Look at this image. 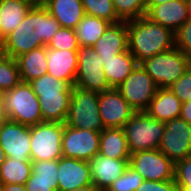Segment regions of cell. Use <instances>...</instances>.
Segmentation results:
<instances>
[{
  "label": "cell",
  "mask_w": 191,
  "mask_h": 191,
  "mask_svg": "<svg viewBox=\"0 0 191 191\" xmlns=\"http://www.w3.org/2000/svg\"><path fill=\"white\" fill-rule=\"evenodd\" d=\"M59 28V22L43 5L34 4L21 23L2 41V54L16 59L33 49L47 46Z\"/></svg>",
  "instance_id": "1"
},
{
  "label": "cell",
  "mask_w": 191,
  "mask_h": 191,
  "mask_svg": "<svg viewBox=\"0 0 191 191\" xmlns=\"http://www.w3.org/2000/svg\"><path fill=\"white\" fill-rule=\"evenodd\" d=\"M128 50L137 64L175 47L174 32L146 16L127 21Z\"/></svg>",
  "instance_id": "2"
},
{
  "label": "cell",
  "mask_w": 191,
  "mask_h": 191,
  "mask_svg": "<svg viewBox=\"0 0 191 191\" xmlns=\"http://www.w3.org/2000/svg\"><path fill=\"white\" fill-rule=\"evenodd\" d=\"M0 104L9 120L29 127L43 122L38 96L28 82L20 81L11 90L1 93Z\"/></svg>",
  "instance_id": "3"
},
{
  "label": "cell",
  "mask_w": 191,
  "mask_h": 191,
  "mask_svg": "<svg viewBox=\"0 0 191 191\" xmlns=\"http://www.w3.org/2000/svg\"><path fill=\"white\" fill-rule=\"evenodd\" d=\"M140 65L154 80L158 88H167L191 67V57L173 47Z\"/></svg>",
  "instance_id": "4"
},
{
  "label": "cell",
  "mask_w": 191,
  "mask_h": 191,
  "mask_svg": "<svg viewBox=\"0 0 191 191\" xmlns=\"http://www.w3.org/2000/svg\"><path fill=\"white\" fill-rule=\"evenodd\" d=\"M130 154L158 149L165 123L150 117L146 112H136L123 127Z\"/></svg>",
  "instance_id": "5"
},
{
  "label": "cell",
  "mask_w": 191,
  "mask_h": 191,
  "mask_svg": "<svg viewBox=\"0 0 191 191\" xmlns=\"http://www.w3.org/2000/svg\"><path fill=\"white\" fill-rule=\"evenodd\" d=\"M65 123L76 129L101 132L104 125L98 109V92L73 86L71 103Z\"/></svg>",
  "instance_id": "6"
},
{
  "label": "cell",
  "mask_w": 191,
  "mask_h": 191,
  "mask_svg": "<svg viewBox=\"0 0 191 191\" xmlns=\"http://www.w3.org/2000/svg\"><path fill=\"white\" fill-rule=\"evenodd\" d=\"M64 124L42 122L30 127L31 161L58 160L62 157Z\"/></svg>",
  "instance_id": "7"
},
{
  "label": "cell",
  "mask_w": 191,
  "mask_h": 191,
  "mask_svg": "<svg viewBox=\"0 0 191 191\" xmlns=\"http://www.w3.org/2000/svg\"><path fill=\"white\" fill-rule=\"evenodd\" d=\"M78 69L75 85L81 89L104 92L110 88L101 58L91 46L79 45L77 49Z\"/></svg>",
  "instance_id": "8"
},
{
  "label": "cell",
  "mask_w": 191,
  "mask_h": 191,
  "mask_svg": "<svg viewBox=\"0 0 191 191\" xmlns=\"http://www.w3.org/2000/svg\"><path fill=\"white\" fill-rule=\"evenodd\" d=\"M117 89L136 112H145L158 87L143 67L137 65Z\"/></svg>",
  "instance_id": "9"
},
{
  "label": "cell",
  "mask_w": 191,
  "mask_h": 191,
  "mask_svg": "<svg viewBox=\"0 0 191 191\" xmlns=\"http://www.w3.org/2000/svg\"><path fill=\"white\" fill-rule=\"evenodd\" d=\"M129 166L147 181L174 179L175 164L159 149L138 151L131 154Z\"/></svg>",
  "instance_id": "10"
},
{
  "label": "cell",
  "mask_w": 191,
  "mask_h": 191,
  "mask_svg": "<svg viewBox=\"0 0 191 191\" xmlns=\"http://www.w3.org/2000/svg\"><path fill=\"white\" fill-rule=\"evenodd\" d=\"M101 132L76 129L64 124L62 135V156L89 161L99 153Z\"/></svg>",
  "instance_id": "11"
},
{
  "label": "cell",
  "mask_w": 191,
  "mask_h": 191,
  "mask_svg": "<svg viewBox=\"0 0 191 191\" xmlns=\"http://www.w3.org/2000/svg\"><path fill=\"white\" fill-rule=\"evenodd\" d=\"M174 164L191 155V125L181 117L165 123L158 148Z\"/></svg>",
  "instance_id": "12"
},
{
  "label": "cell",
  "mask_w": 191,
  "mask_h": 191,
  "mask_svg": "<svg viewBox=\"0 0 191 191\" xmlns=\"http://www.w3.org/2000/svg\"><path fill=\"white\" fill-rule=\"evenodd\" d=\"M98 109L104 128H123L136 113L117 88L98 93Z\"/></svg>",
  "instance_id": "13"
},
{
  "label": "cell",
  "mask_w": 191,
  "mask_h": 191,
  "mask_svg": "<svg viewBox=\"0 0 191 191\" xmlns=\"http://www.w3.org/2000/svg\"><path fill=\"white\" fill-rule=\"evenodd\" d=\"M0 146L6 157L31 161L30 127L7 119L0 129Z\"/></svg>",
  "instance_id": "14"
},
{
  "label": "cell",
  "mask_w": 191,
  "mask_h": 191,
  "mask_svg": "<svg viewBox=\"0 0 191 191\" xmlns=\"http://www.w3.org/2000/svg\"><path fill=\"white\" fill-rule=\"evenodd\" d=\"M58 191H67L75 188L92 185V175L87 161L70 157L58 159Z\"/></svg>",
  "instance_id": "15"
},
{
  "label": "cell",
  "mask_w": 191,
  "mask_h": 191,
  "mask_svg": "<svg viewBox=\"0 0 191 191\" xmlns=\"http://www.w3.org/2000/svg\"><path fill=\"white\" fill-rule=\"evenodd\" d=\"M93 185L99 191H107L129 166V159L108 158L97 154L89 161Z\"/></svg>",
  "instance_id": "16"
},
{
  "label": "cell",
  "mask_w": 191,
  "mask_h": 191,
  "mask_svg": "<svg viewBox=\"0 0 191 191\" xmlns=\"http://www.w3.org/2000/svg\"><path fill=\"white\" fill-rule=\"evenodd\" d=\"M152 22L174 33L189 19L187 0H170L159 5H146V15Z\"/></svg>",
  "instance_id": "17"
},
{
  "label": "cell",
  "mask_w": 191,
  "mask_h": 191,
  "mask_svg": "<svg viewBox=\"0 0 191 191\" xmlns=\"http://www.w3.org/2000/svg\"><path fill=\"white\" fill-rule=\"evenodd\" d=\"M77 69V50L47 49L48 74L73 87L75 85Z\"/></svg>",
  "instance_id": "18"
},
{
  "label": "cell",
  "mask_w": 191,
  "mask_h": 191,
  "mask_svg": "<svg viewBox=\"0 0 191 191\" xmlns=\"http://www.w3.org/2000/svg\"><path fill=\"white\" fill-rule=\"evenodd\" d=\"M94 50L98 53L99 58L109 59L116 54L128 50V31L127 22L120 21L111 23L93 45Z\"/></svg>",
  "instance_id": "19"
},
{
  "label": "cell",
  "mask_w": 191,
  "mask_h": 191,
  "mask_svg": "<svg viewBox=\"0 0 191 191\" xmlns=\"http://www.w3.org/2000/svg\"><path fill=\"white\" fill-rule=\"evenodd\" d=\"M181 105L182 102L169 87L158 88L145 112L150 117L166 123L180 117Z\"/></svg>",
  "instance_id": "20"
},
{
  "label": "cell",
  "mask_w": 191,
  "mask_h": 191,
  "mask_svg": "<svg viewBox=\"0 0 191 191\" xmlns=\"http://www.w3.org/2000/svg\"><path fill=\"white\" fill-rule=\"evenodd\" d=\"M43 6L63 28L75 29L85 15L81 0H46Z\"/></svg>",
  "instance_id": "21"
},
{
  "label": "cell",
  "mask_w": 191,
  "mask_h": 191,
  "mask_svg": "<svg viewBox=\"0 0 191 191\" xmlns=\"http://www.w3.org/2000/svg\"><path fill=\"white\" fill-rule=\"evenodd\" d=\"M33 5L29 0H0L1 41L21 23Z\"/></svg>",
  "instance_id": "22"
},
{
  "label": "cell",
  "mask_w": 191,
  "mask_h": 191,
  "mask_svg": "<svg viewBox=\"0 0 191 191\" xmlns=\"http://www.w3.org/2000/svg\"><path fill=\"white\" fill-rule=\"evenodd\" d=\"M43 122L65 123L72 93L36 94Z\"/></svg>",
  "instance_id": "23"
},
{
  "label": "cell",
  "mask_w": 191,
  "mask_h": 191,
  "mask_svg": "<svg viewBox=\"0 0 191 191\" xmlns=\"http://www.w3.org/2000/svg\"><path fill=\"white\" fill-rule=\"evenodd\" d=\"M101 61L110 88H117L138 65L129 50L116 54L113 58H101Z\"/></svg>",
  "instance_id": "24"
},
{
  "label": "cell",
  "mask_w": 191,
  "mask_h": 191,
  "mask_svg": "<svg viewBox=\"0 0 191 191\" xmlns=\"http://www.w3.org/2000/svg\"><path fill=\"white\" fill-rule=\"evenodd\" d=\"M20 80L31 82L47 73V46H41L16 58Z\"/></svg>",
  "instance_id": "25"
},
{
  "label": "cell",
  "mask_w": 191,
  "mask_h": 191,
  "mask_svg": "<svg viewBox=\"0 0 191 191\" xmlns=\"http://www.w3.org/2000/svg\"><path fill=\"white\" fill-rule=\"evenodd\" d=\"M99 154L114 159L130 158L123 128H104L101 131Z\"/></svg>",
  "instance_id": "26"
},
{
  "label": "cell",
  "mask_w": 191,
  "mask_h": 191,
  "mask_svg": "<svg viewBox=\"0 0 191 191\" xmlns=\"http://www.w3.org/2000/svg\"><path fill=\"white\" fill-rule=\"evenodd\" d=\"M111 22L85 14L76 26L75 33L78 44L81 46H91L104 35Z\"/></svg>",
  "instance_id": "27"
},
{
  "label": "cell",
  "mask_w": 191,
  "mask_h": 191,
  "mask_svg": "<svg viewBox=\"0 0 191 191\" xmlns=\"http://www.w3.org/2000/svg\"><path fill=\"white\" fill-rule=\"evenodd\" d=\"M32 174V161H21L6 157L0 167V182L2 184L25 185Z\"/></svg>",
  "instance_id": "28"
},
{
  "label": "cell",
  "mask_w": 191,
  "mask_h": 191,
  "mask_svg": "<svg viewBox=\"0 0 191 191\" xmlns=\"http://www.w3.org/2000/svg\"><path fill=\"white\" fill-rule=\"evenodd\" d=\"M20 81L17 60L0 54V93L11 90Z\"/></svg>",
  "instance_id": "29"
},
{
  "label": "cell",
  "mask_w": 191,
  "mask_h": 191,
  "mask_svg": "<svg viewBox=\"0 0 191 191\" xmlns=\"http://www.w3.org/2000/svg\"><path fill=\"white\" fill-rule=\"evenodd\" d=\"M87 15L105 19L111 23L121 20L117 17L112 0H81Z\"/></svg>",
  "instance_id": "30"
},
{
  "label": "cell",
  "mask_w": 191,
  "mask_h": 191,
  "mask_svg": "<svg viewBox=\"0 0 191 191\" xmlns=\"http://www.w3.org/2000/svg\"><path fill=\"white\" fill-rule=\"evenodd\" d=\"M35 94L72 93L73 87L46 73L29 82Z\"/></svg>",
  "instance_id": "31"
},
{
  "label": "cell",
  "mask_w": 191,
  "mask_h": 191,
  "mask_svg": "<svg viewBox=\"0 0 191 191\" xmlns=\"http://www.w3.org/2000/svg\"><path fill=\"white\" fill-rule=\"evenodd\" d=\"M117 17L129 21L146 15V5L141 0H112Z\"/></svg>",
  "instance_id": "32"
},
{
  "label": "cell",
  "mask_w": 191,
  "mask_h": 191,
  "mask_svg": "<svg viewBox=\"0 0 191 191\" xmlns=\"http://www.w3.org/2000/svg\"><path fill=\"white\" fill-rule=\"evenodd\" d=\"M33 181L58 182V160L32 161Z\"/></svg>",
  "instance_id": "33"
},
{
  "label": "cell",
  "mask_w": 191,
  "mask_h": 191,
  "mask_svg": "<svg viewBox=\"0 0 191 191\" xmlns=\"http://www.w3.org/2000/svg\"><path fill=\"white\" fill-rule=\"evenodd\" d=\"M79 47L74 29L60 27L47 45V49L77 50Z\"/></svg>",
  "instance_id": "34"
},
{
  "label": "cell",
  "mask_w": 191,
  "mask_h": 191,
  "mask_svg": "<svg viewBox=\"0 0 191 191\" xmlns=\"http://www.w3.org/2000/svg\"><path fill=\"white\" fill-rule=\"evenodd\" d=\"M143 181V177L128 166L124 173L111 184L107 191H136Z\"/></svg>",
  "instance_id": "35"
},
{
  "label": "cell",
  "mask_w": 191,
  "mask_h": 191,
  "mask_svg": "<svg viewBox=\"0 0 191 191\" xmlns=\"http://www.w3.org/2000/svg\"><path fill=\"white\" fill-rule=\"evenodd\" d=\"M174 180L178 188L191 189V155L175 163Z\"/></svg>",
  "instance_id": "36"
},
{
  "label": "cell",
  "mask_w": 191,
  "mask_h": 191,
  "mask_svg": "<svg viewBox=\"0 0 191 191\" xmlns=\"http://www.w3.org/2000/svg\"><path fill=\"white\" fill-rule=\"evenodd\" d=\"M171 91L182 103L191 100V67L171 86Z\"/></svg>",
  "instance_id": "37"
},
{
  "label": "cell",
  "mask_w": 191,
  "mask_h": 191,
  "mask_svg": "<svg viewBox=\"0 0 191 191\" xmlns=\"http://www.w3.org/2000/svg\"><path fill=\"white\" fill-rule=\"evenodd\" d=\"M175 47L191 57V19H188L175 33Z\"/></svg>",
  "instance_id": "38"
},
{
  "label": "cell",
  "mask_w": 191,
  "mask_h": 191,
  "mask_svg": "<svg viewBox=\"0 0 191 191\" xmlns=\"http://www.w3.org/2000/svg\"><path fill=\"white\" fill-rule=\"evenodd\" d=\"M136 191H179L175 180L147 181L144 180Z\"/></svg>",
  "instance_id": "39"
},
{
  "label": "cell",
  "mask_w": 191,
  "mask_h": 191,
  "mask_svg": "<svg viewBox=\"0 0 191 191\" xmlns=\"http://www.w3.org/2000/svg\"><path fill=\"white\" fill-rule=\"evenodd\" d=\"M26 191H58V182L33 181V174L25 183Z\"/></svg>",
  "instance_id": "40"
},
{
  "label": "cell",
  "mask_w": 191,
  "mask_h": 191,
  "mask_svg": "<svg viewBox=\"0 0 191 191\" xmlns=\"http://www.w3.org/2000/svg\"><path fill=\"white\" fill-rule=\"evenodd\" d=\"M180 117L191 125V100L182 103Z\"/></svg>",
  "instance_id": "41"
},
{
  "label": "cell",
  "mask_w": 191,
  "mask_h": 191,
  "mask_svg": "<svg viewBox=\"0 0 191 191\" xmlns=\"http://www.w3.org/2000/svg\"><path fill=\"white\" fill-rule=\"evenodd\" d=\"M1 191H26L25 185L12 183L2 184Z\"/></svg>",
  "instance_id": "42"
},
{
  "label": "cell",
  "mask_w": 191,
  "mask_h": 191,
  "mask_svg": "<svg viewBox=\"0 0 191 191\" xmlns=\"http://www.w3.org/2000/svg\"><path fill=\"white\" fill-rule=\"evenodd\" d=\"M67 191H99L93 184L85 187L75 188Z\"/></svg>",
  "instance_id": "43"
},
{
  "label": "cell",
  "mask_w": 191,
  "mask_h": 191,
  "mask_svg": "<svg viewBox=\"0 0 191 191\" xmlns=\"http://www.w3.org/2000/svg\"><path fill=\"white\" fill-rule=\"evenodd\" d=\"M170 0H149L145 5H159L162 3H168Z\"/></svg>",
  "instance_id": "44"
},
{
  "label": "cell",
  "mask_w": 191,
  "mask_h": 191,
  "mask_svg": "<svg viewBox=\"0 0 191 191\" xmlns=\"http://www.w3.org/2000/svg\"><path fill=\"white\" fill-rule=\"evenodd\" d=\"M7 120L6 115L4 114L1 104H0V129L2 127V125L5 123V121Z\"/></svg>",
  "instance_id": "45"
},
{
  "label": "cell",
  "mask_w": 191,
  "mask_h": 191,
  "mask_svg": "<svg viewBox=\"0 0 191 191\" xmlns=\"http://www.w3.org/2000/svg\"><path fill=\"white\" fill-rule=\"evenodd\" d=\"M5 159H6L5 152L3 151L2 147L0 146V167H1V164L4 162Z\"/></svg>",
  "instance_id": "46"
},
{
  "label": "cell",
  "mask_w": 191,
  "mask_h": 191,
  "mask_svg": "<svg viewBox=\"0 0 191 191\" xmlns=\"http://www.w3.org/2000/svg\"><path fill=\"white\" fill-rule=\"evenodd\" d=\"M29 1H31L33 4L36 5H43L46 0H29Z\"/></svg>",
  "instance_id": "47"
},
{
  "label": "cell",
  "mask_w": 191,
  "mask_h": 191,
  "mask_svg": "<svg viewBox=\"0 0 191 191\" xmlns=\"http://www.w3.org/2000/svg\"><path fill=\"white\" fill-rule=\"evenodd\" d=\"M188 2V16H189V19H191V0H187Z\"/></svg>",
  "instance_id": "48"
},
{
  "label": "cell",
  "mask_w": 191,
  "mask_h": 191,
  "mask_svg": "<svg viewBox=\"0 0 191 191\" xmlns=\"http://www.w3.org/2000/svg\"><path fill=\"white\" fill-rule=\"evenodd\" d=\"M179 191H191L190 188H179Z\"/></svg>",
  "instance_id": "49"
},
{
  "label": "cell",
  "mask_w": 191,
  "mask_h": 191,
  "mask_svg": "<svg viewBox=\"0 0 191 191\" xmlns=\"http://www.w3.org/2000/svg\"><path fill=\"white\" fill-rule=\"evenodd\" d=\"M0 54H2V41L0 40Z\"/></svg>",
  "instance_id": "50"
},
{
  "label": "cell",
  "mask_w": 191,
  "mask_h": 191,
  "mask_svg": "<svg viewBox=\"0 0 191 191\" xmlns=\"http://www.w3.org/2000/svg\"><path fill=\"white\" fill-rule=\"evenodd\" d=\"M144 4H146L149 0H141Z\"/></svg>",
  "instance_id": "51"
}]
</instances>
